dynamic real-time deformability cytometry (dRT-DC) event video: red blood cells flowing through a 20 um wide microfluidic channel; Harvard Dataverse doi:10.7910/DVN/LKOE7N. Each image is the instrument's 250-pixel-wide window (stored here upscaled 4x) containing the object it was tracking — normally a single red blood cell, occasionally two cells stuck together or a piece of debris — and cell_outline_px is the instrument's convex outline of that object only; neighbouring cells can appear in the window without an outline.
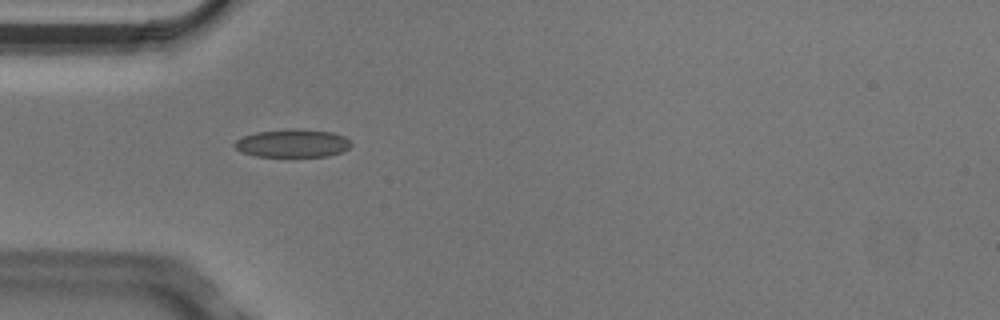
{"species": "Egyptian fruit bat (a non-hibernating species)", "species_latin": "Rousettus aegyptiacus", "temperature_condition": "cold", "stored_images_in_passage": 1, "camera_frame_rate_fps": 3000, "um_per_image_px": 0.085, "animal": {"sex": "male"}, "frame": {"image": 1, "passage_image": 1, "time_ms": 0.0, "image_size_px": [1000, 320], "cell_outline_px": [[352, 144], [348, 148], [340, 152], [328, 156], [256, 156], [240, 152], [232, 144], [236, 140], [244, 136], [256, 132], [292, 128], [296, 128], [332, 132], [344, 136]], "centroid_in_image_um": [24.84, 12.17], "position_along_channel_um": 60.2, "area_um2": 19.02}}